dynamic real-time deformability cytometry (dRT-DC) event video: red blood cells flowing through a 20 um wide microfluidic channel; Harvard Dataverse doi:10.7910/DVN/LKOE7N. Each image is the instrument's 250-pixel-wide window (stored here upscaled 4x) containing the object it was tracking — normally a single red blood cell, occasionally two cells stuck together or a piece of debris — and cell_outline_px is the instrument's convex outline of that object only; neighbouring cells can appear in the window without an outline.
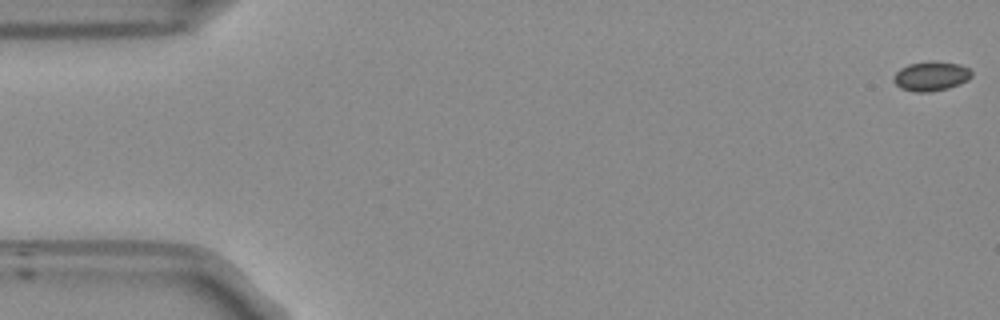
{"species": "Egyptian fruit bat (a non-hibernating species)", "species_latin": "Rousettus aegyptiacus", "temperature_condition": "room temperature", "stored_images_in_passage": 17, "camera_frame_rate_fps": 3000, "um_per_image_px": 0.085, "frame": {"image": 1, "passage_image": 1, "time_ms": 0.0, "image_size_px": [1000, 320], "cell_outline_px": [[972, 76], [968, 80], [960, 84], [948, 88], [928, 92], [912, 92], [900, 88], [892, 80], [896, 72], [900, 68], [908, 64], [928, 60], [932, 60], [960, 64], [968, 68], [972, 72]], "centroid_in_image_um": [79.13, 6.46], "position_along_channel_um": 5.9, "area_um2": 13.64}}